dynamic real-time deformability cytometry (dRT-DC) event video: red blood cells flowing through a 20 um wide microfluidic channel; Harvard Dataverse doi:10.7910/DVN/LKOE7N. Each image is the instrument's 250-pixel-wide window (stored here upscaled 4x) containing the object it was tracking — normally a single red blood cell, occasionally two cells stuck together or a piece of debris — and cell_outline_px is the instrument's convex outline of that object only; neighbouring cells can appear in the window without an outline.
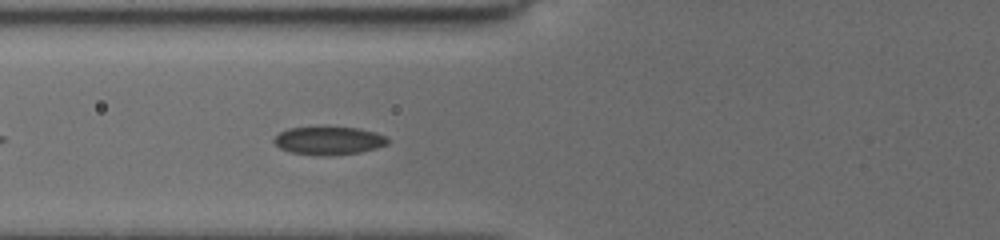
{"species": "common noctule bat (a hibernating species)", "species_latin": "Nyctalus noctula", "temperature_condition": "cold", "stored_images_in_passage": 8, "camera_frame_rate_fps": 3000, "um_per_image_px": 0.085, "animal": {"sex": "female", "body_mass_g": 19.5, "forearm_length_mm": 54.1}, "frame": {"image": 1, "passage_image": 5, "time_ms": 1.667, "image_size_px": [1000, 240], "cell_outline_px": [[388, 144], [376, 148], [360, 152], [332, 156], [312, 156], [288, 152], [280, 148], [272, 140], [280, 132], [288, 128], [360, 128], [376, 132], [388, 136]], "centroid_in_image_um": [27.95, 11.98], "position_along_channel_um": 97.8, "area_um2": 18.79}}